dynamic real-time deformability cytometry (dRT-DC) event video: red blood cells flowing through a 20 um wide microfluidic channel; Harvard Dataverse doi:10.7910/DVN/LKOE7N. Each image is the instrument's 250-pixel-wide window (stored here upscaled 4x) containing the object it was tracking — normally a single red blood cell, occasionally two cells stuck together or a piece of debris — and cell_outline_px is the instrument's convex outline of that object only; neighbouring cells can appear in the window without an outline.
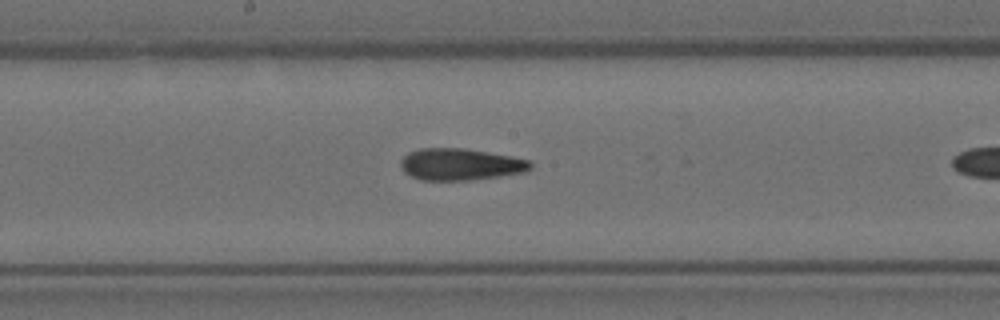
{"species": "Egyptian fruit bat (a non-hibernating species)", "species_latin": "Rousettus aegyptiacus", "temperature_condition": "room temperature", "stored_images_in_passage": 6, "camera_frame_rate_fps": 3000, "um_per_image_px": 0.085, "animal": {"sex": "female"}, "frame": {"image": 1, "passage_image": 5, "time_ms": 1.333, "image_size_px": [1000, 320], "cell_outline_px": [[532, 168], [528, 172], [472, 180], [420, 180], [404, 172], [400, 164], [400, 160], [408, 152], [420, 148], [464, 148], [512, 156], [528, 160], [532, 164]], "centroid_in_image_um": [39.15, 13.97], "position_along_channel_um": 209.1, "area_um2": 24.22}}